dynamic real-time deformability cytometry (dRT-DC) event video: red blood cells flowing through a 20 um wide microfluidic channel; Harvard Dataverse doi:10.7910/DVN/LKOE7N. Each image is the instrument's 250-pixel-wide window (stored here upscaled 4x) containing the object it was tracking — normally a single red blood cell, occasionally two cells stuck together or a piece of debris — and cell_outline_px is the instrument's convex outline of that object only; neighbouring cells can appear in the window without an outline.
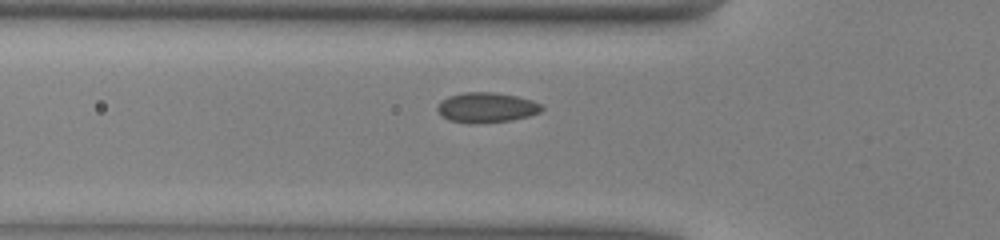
{"species": "common noctule bat (a hibernating species)", "species_latin": "Nyctalus noctula", "temperature_condition": "warm", "stored_images_in_passage": 37, "camera_frame_rate_fps": 3000, "um_per_image_px": 0.085, "animal": {"sex": "male", "body_mass_g": 13.0, "forearm_length_mm": 53.1}, "frame": {"image": 1, "passage_image": 2, "time_ms": 0.333, "image_size_px": [1000, 240], "cell_outline_px": [[544, 108], [540, 112], [528, 116], [512, 120], [472, 124], [468, 124], [448, 120], [440, 116], [436, 108], [440, 100], [448, 96], [464, 92], [496, 92], [516, 96], [532, 100], [540, 104]], "centroid_in_image_um": [41.3, 9.14], "position_along_channel_um": 84.5, "area_um2": 18.55}}
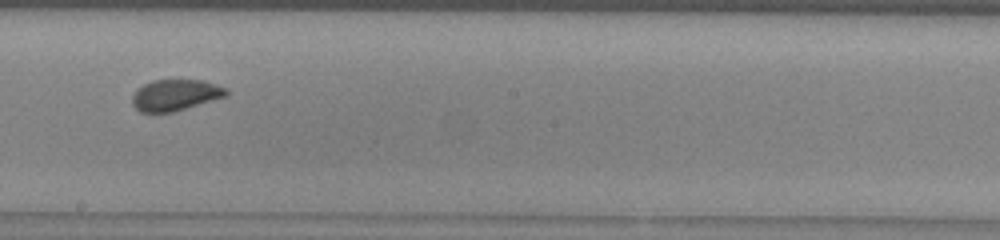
{"frame": {"image": 2, "passage_image": 13, "time_ms": 4.0, "image_size_px": [1000, 240], "cell_outline_px": [[228, 96], [172, 112], [140, 112], [132, 104], [132, 96], [136, 88], [152, 80], [204, 80], [228, 88]], "centroid_in_image_um": [14.91, 8.07], "position_along_channel_um": 233.3, "area_um2": 17.22}}
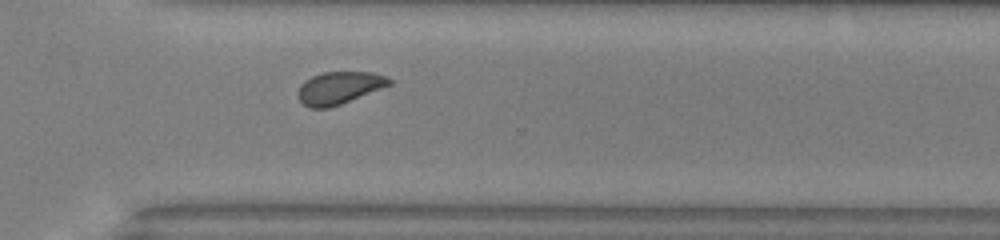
{"frame": {"image": 3, "passage_image": 21, "time_ms": 6.667, "image_size_px": [1000, 240], "cell_outline_px": [[392, 84], [340, 104], [328, 108], [312, 108], [304, 104], [300, 100], [300, 84], [304, 80], [312, 76], [324, 72], [372, 72], [384, 76], [392, 80]], "centroid_in_image_um": [28.84, 7.45], "position_along_channel_um": 341.8, "area_um2": 16.88}}